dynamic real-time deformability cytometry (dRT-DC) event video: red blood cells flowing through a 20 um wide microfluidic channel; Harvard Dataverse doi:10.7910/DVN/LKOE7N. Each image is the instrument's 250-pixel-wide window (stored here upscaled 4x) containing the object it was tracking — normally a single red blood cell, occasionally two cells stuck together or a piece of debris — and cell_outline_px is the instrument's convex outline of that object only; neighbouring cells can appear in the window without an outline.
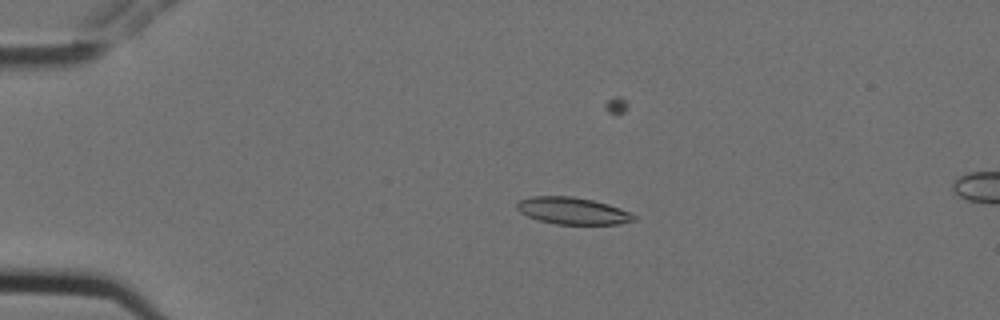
{"species": "Egyptian fruit bat (a non-hibernating species)", "species_latin": "Rousettus aegyptiacus", "temperature_condition": "cold", "stored_images_in_passage": 6, "camera_frame_rate_fps": 3000, "um_per_image_px": 0.085, "animal": {"sex": "female"}, "frame": {"image": 1, "passage_image": 4, "time_ms": 1.0, "image_size_px": [1000, 320], "cell_outline_px": [[636, 220], [616, 224], [556, 224], [540, 220], [528, 216], [520, 212], [516, 208], [516, 204], [520, 200], [532, 196], [572, 196], [592, 200], [608, 204], [632, 212], [636, 216]], "centroid_in_image_um": [48.69, 17.91], "position_along_channel_um": 36.3, "area_um2": 18.32}}